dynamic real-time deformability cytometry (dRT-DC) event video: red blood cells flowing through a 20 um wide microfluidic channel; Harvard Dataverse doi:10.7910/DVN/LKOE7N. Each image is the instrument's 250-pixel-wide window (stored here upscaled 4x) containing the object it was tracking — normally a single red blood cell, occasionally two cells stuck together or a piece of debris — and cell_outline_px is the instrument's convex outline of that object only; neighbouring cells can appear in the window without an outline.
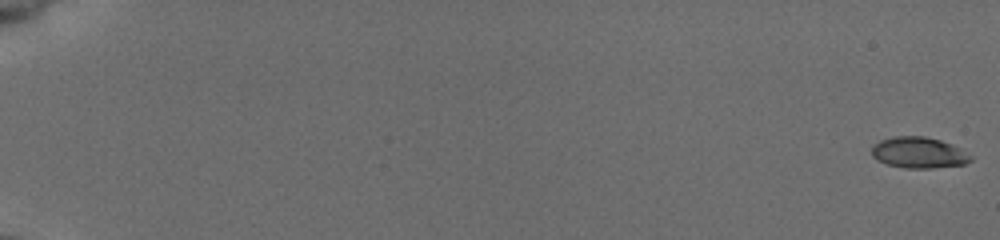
{"species": "common noctule bat (a hibernating species)", "species_latin": "Nyctalus noctula", "temperature_condition": "cold", "stored_images_in_passage": 55, "camera_frame_rate_fps": 3000, "um_per_image_px": 0.085, "animal": {"sex": "female", "body_mass_g": 19.5, "forearm_length_mm": 54.1}, "frame": {"image": 1, "passage_image": 1, "time_ms": 0.0, "image_size_px": [1000, 240], "cell_outline_px": [[972, 160], [964, 164], [932, 168], [904, 168], [888, 164], [876, 160], [872, 156], [872, 144], [880, 140], [892, 136], [924, 136], [940, 140], [952, 144], [960, 148], [972, 156]], "centroid_in_image_um": [78.07, 12.97], "position_along_channel_um": 6.9, "area_um2": 18.03}}
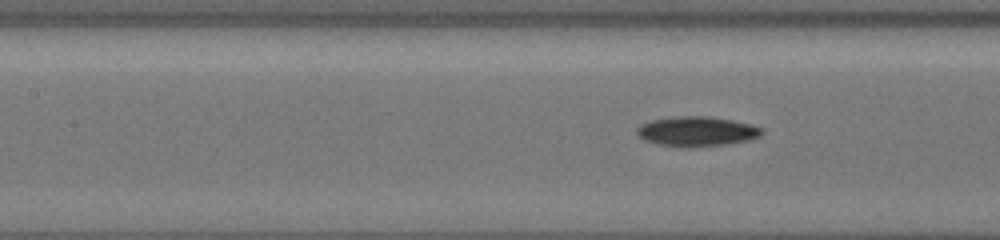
{"frame": {"image": 2, "passage_image": 28, "time_ms": 9.0, "image_size_px": [1000, 240], "cell_outline_px": [[764, 132], [760, 136], [752, 140], [728, 144], [696, 148], [680, 148], [656, 144], [644, 140], [636, 132], [636, 128], [640, 124], [652, 120], [672, 116], [708, 116], [732, 120], [752, 124], [764, 128]], "centroid_in_image_um": [59.25, 11.19], "position_along_channel_um": 148.2, "area_um2": 22.37}}
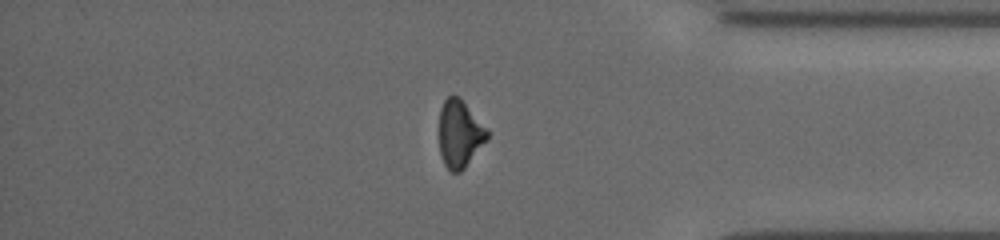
{"frame": {"image": 3, "passage_image": 48, "time_ms": 15.667, "image_size_px": [1000, 240], "cell_outline_px": [[488, 140], [464, 168], [460, 172], [452, 172], [444, 164], [440, 152], [440, 108], [444, 100], [448, 96], [456, 96], [488, 128]], "centroid_in_image_um": [39.09, 11.41], "position_along_channel_um": 396.1, "area_um2": 18.55}}